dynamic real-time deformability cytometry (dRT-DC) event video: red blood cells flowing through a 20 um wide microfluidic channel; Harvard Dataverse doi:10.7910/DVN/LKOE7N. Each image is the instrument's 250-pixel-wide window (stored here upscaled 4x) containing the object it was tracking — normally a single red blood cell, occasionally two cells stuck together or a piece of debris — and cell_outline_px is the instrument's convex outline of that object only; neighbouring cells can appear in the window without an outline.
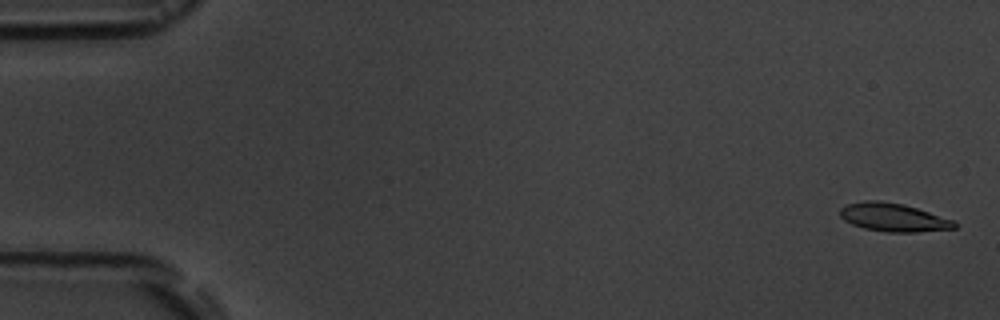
{"species": "common noctule bat (a hibernating species)", "species_latin": "Nyctalus noctula", "temperature_condition": "room temperature", "stored_images_in_passage": 10, "camera_frame_rate_fps": 3000, "um_per_image_px": 0.085, "animal": {"sex": "male", "body_mass_g": 19.5, "forearm_length_mm": 54.6}, "frame": {"image": 1, "passage_image": 1, "time_ms": 0.0, "image_size_px": [1000, 320], "cell_outline_px": [[960, 224], [956, 228], [916, 232], [888, 232], [864, 228], [852, 224], [844, 220], [840, 216], [840, 208], [848, 204], [864, 200], [880, 200], [904, 204], [956, 220]], "centroid_in_image_um": [75.98, 18.47], "position_along_channel_um": 9.0, "area_um2": 19.07}}
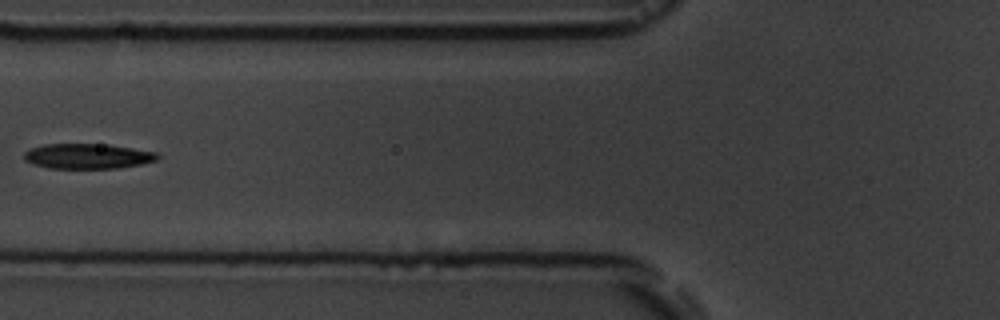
{"frame": {"image": 2, "passage_image": 7, "time_ms": 7.0, "image_size_px": [1000, 320], "cell_outline_px": [[160, 156], [156, 160], [140, 164], [116, 168], [48, 168], [32, 164], [24, 160], [24, 152], [32, 148], [44, 144], [108, 144], [156, 152]], "centroid_in_image_um": [7.42, 13.27], "position_along_channel_um": 118.4, "area_um2": 19.48}}
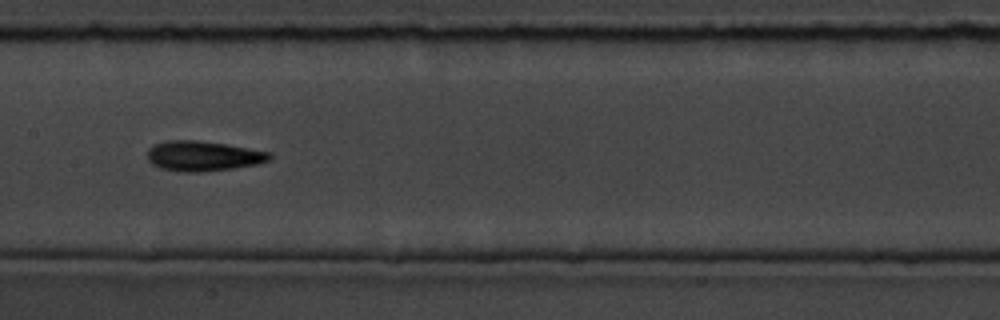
{"frame": {"image": 3, "passage_image": 9, "time_ms": 9.0, "image_size_px": [1000, 320], "cell_outline_px": [[272, 156], [268, 160], [256, 164], [232, 168], [200, 172], [180, 172], [160, 168], [152, 164], [148, 160], [148, 148], [164, 140], [196, 140], [224, 144], [272, 152]], "centroid_in_image_um": [17.23, 13.26], "position_along_channel_um": 190.2, "area_um2": 21.33}}